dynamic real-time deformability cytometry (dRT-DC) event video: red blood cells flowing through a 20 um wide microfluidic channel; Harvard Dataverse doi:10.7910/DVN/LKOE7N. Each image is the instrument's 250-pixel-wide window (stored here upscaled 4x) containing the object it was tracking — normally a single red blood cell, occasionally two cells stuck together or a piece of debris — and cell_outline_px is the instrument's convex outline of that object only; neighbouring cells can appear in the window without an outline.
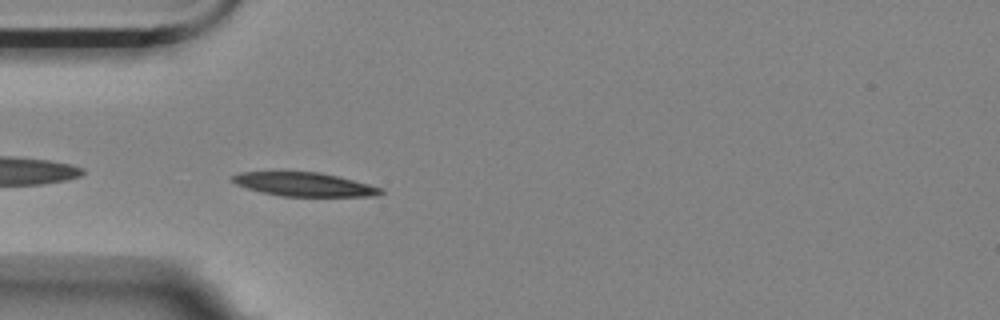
{"species": "Egyptian fruit bat (a non-hibernating species)", "species_latin": "Rousettus aegyptiacus", "temperature_condition": "room temperature", "stored_images_in_passage": 42, "camera_frame_rate_fps": 3000, "um_per_image_px": 0.085, "animal": {"sex": "female"}, "frame": {"image": 1, "passage_image": 2, "time_ms": 0.333, "image_size_px": [1000, 320], "cell_outline_px": [[384, 192], [376, 196], [280, 196], [260, 192], [236, 184], [228, 180], [232, 176], [240, 172], [320, 172], [384, 188]], "centroid_in_image_um": [25.83, 15.68], "position_along_channel_um": 59.2, "area_um2": 20.46}}
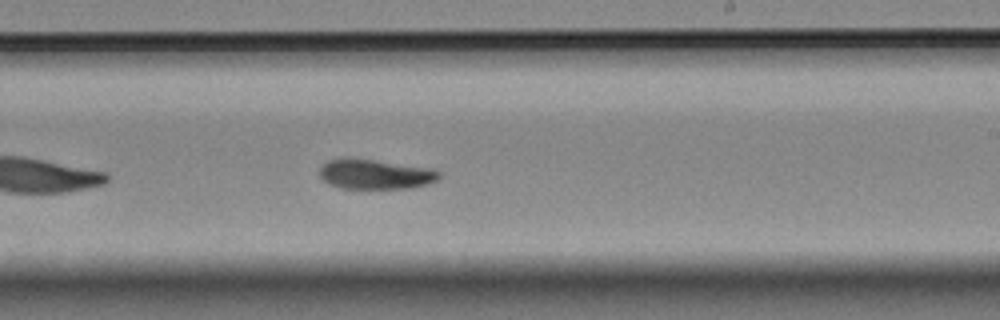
{"frame": {"image": 2, "passage_image": 19, "time_ms": 6.0, "image_size_px": [1000, 320], "cell_outline_px": [[440, 176], [436, 180], [428, 184], [412, 188], [340, 188], [328, 184], [320, 176], [320, 168], [328, 160], [344, 156], [348, 156], [432, 168], [440, 172]], "centroid_in_image_um": [31.87, 14.78], "position_along_channel_um": 257.1, "area_um2": 21.1}}
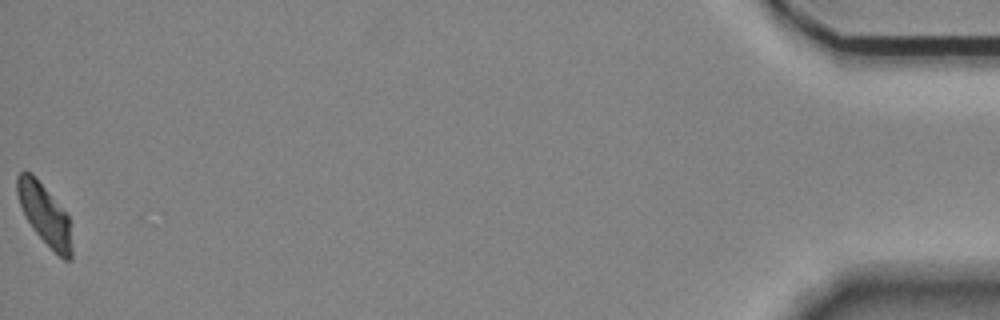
{"frame": {"image": 3, "passage_image": 42, "time_ms": 13.667, "image_size_px": [1000, 320], "cell_outline_px": [[72, 260], [64, 260], [32, 228], [20, 204], [16, 192], [16, 176], [24, 168], [32, 172], [36, 176], [68, 216], [72, 248]], "centroid_in_image_um": [3.77, 18.15], "position_along_channel_um": 431.4, "area_um2": 19.07}, "authors_computed_cell_mechanics": {"area_um2": 20.8947, "velocity_mm_per_s": 3.5396, "shape_relaxation_time_tau1_ms": 3.6218, "shape_relaxation_time_tau2_ms": 3.9576, "deformation_change_tau1": 0.1347, "deformation_change_tau2": 0.0824}}